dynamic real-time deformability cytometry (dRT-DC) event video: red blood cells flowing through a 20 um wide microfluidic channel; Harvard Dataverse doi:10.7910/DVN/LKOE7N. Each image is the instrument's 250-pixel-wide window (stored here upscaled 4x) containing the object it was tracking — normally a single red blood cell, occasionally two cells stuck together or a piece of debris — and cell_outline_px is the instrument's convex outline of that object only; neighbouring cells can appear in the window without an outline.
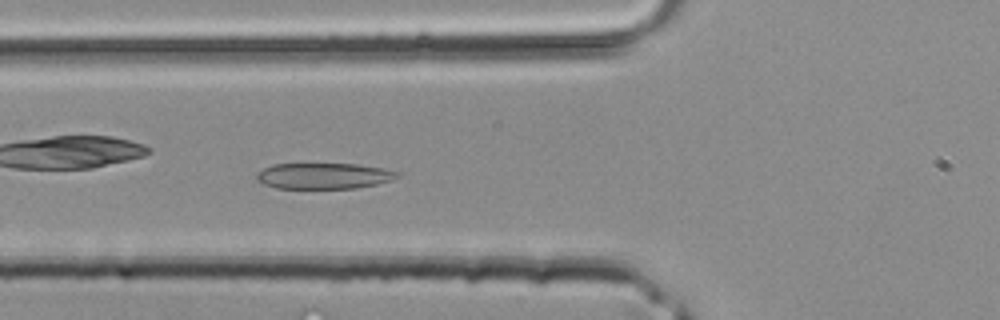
{"species": "common noctule bat (a hibernating species)", "species_latin": "Nyctalus noctula", "temperature_condition": "room temperature", "stored_images_in_passage": 39, "camera_frame_rate_fps": 3000, "um_per_image_px": 0.085, "animal": {"sex": "male", "body_mass_g": 20.4}, "frame": {"image": 1, "passage_image": 14, "time_ms": 4.333, "image_size_px": [1000, 320], "cell_outline_px": [[400, 176], [392, 180], [376, 184], [356, 188], [276, 188], [264, 184], [256, 180], [256, 172], [272, 164], [356, 164], [384, 168], [396, 172]], "centroid_in_image_um": [27.49, 14.95], "position_along_channel_um": 98.3, "area_um2": 21.21}}
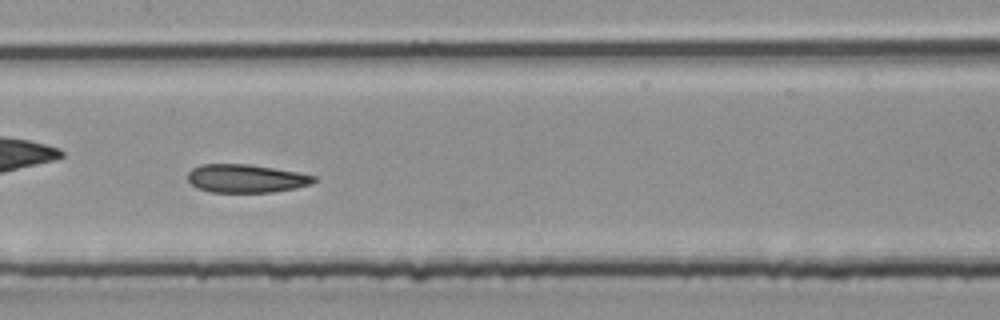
{"frame": {"image": 2, "passage_image": 19, "time_ms": 6.0, "image_size_px": [1000, 320], "cell_outline_px": [[316, 180], [312, 184], [296, 188], [272, 192], [212, 192], [196, 188], [188, 180], [188, 172], [192, 168], [200, 164], [248, 164], [296, 172], [316, 176]], "centroid_in_image_um": [20.9, 15.17], "position_along_channel_um": 186.5, "area_um2": 20.75}}
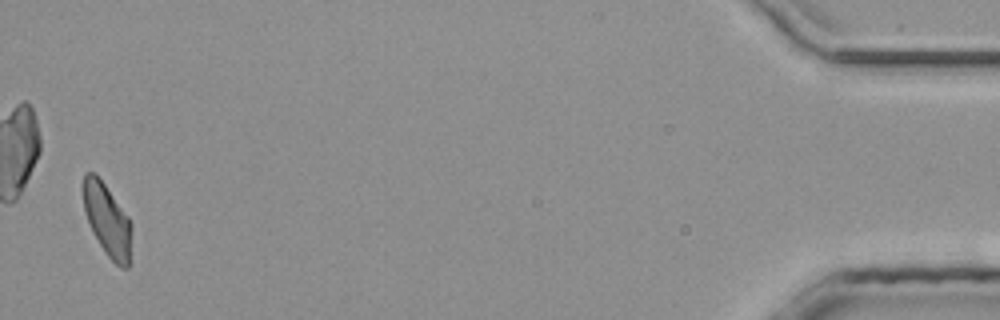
{"frame": {"image": 3, "passage_image": 38, "time_ms": 12.333, "image_size_px": [1000, 320], "cell_outline_px": [[132, 228], [128, 268], [120, 268], [104, 252], [92, 232], [84, 212], [80, 188], [84, 172], [96, 172], [128, 216], [132, 224]], "centroid_in_image_um": [9.06, 18.63], "position_along_channel_um": 426.1, "area_um2": 20.98}}